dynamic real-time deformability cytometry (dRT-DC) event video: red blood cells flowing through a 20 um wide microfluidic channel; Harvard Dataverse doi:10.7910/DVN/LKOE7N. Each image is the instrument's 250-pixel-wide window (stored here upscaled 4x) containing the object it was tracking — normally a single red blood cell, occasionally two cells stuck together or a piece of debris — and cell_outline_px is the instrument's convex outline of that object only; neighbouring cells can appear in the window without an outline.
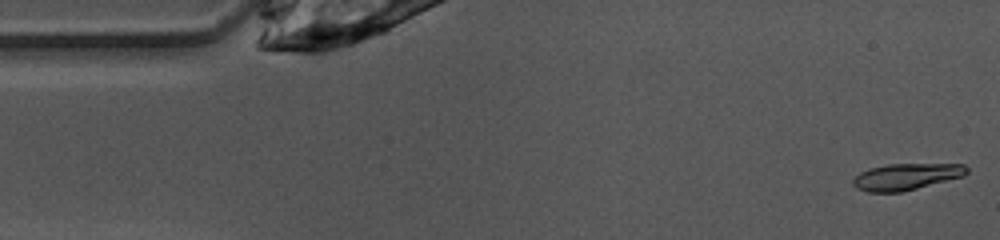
{"species": "common noctule bat (a hibernating species)", "species_latin": "Nyctalus noctula", "temperature_condition": "warm", "stored_images_in_passage": 48, "camera_frame_rate_fps": 3000, "um_per_image_px": 0.085, "animal": {"sex": "female", "body_mass_g": 10.0, "forearm_length_mm": 53.1}, "frame": {"image": 1, "passage_image": 1, "time_ms": 0.0, "image_size_px": [1000, 240], "cell_outline_px": [[968, 172], [964, 176], [900, 192], [868, 192], [856, 188], [852, 184], [852, 180], [860, 172], [868, 168], [888, 164], [964, 164], [968, 168]], "centroid_in_image_um": [77.01, 15.01], "position_along_channel_um": 8.0, "area_um2": 17.51}}
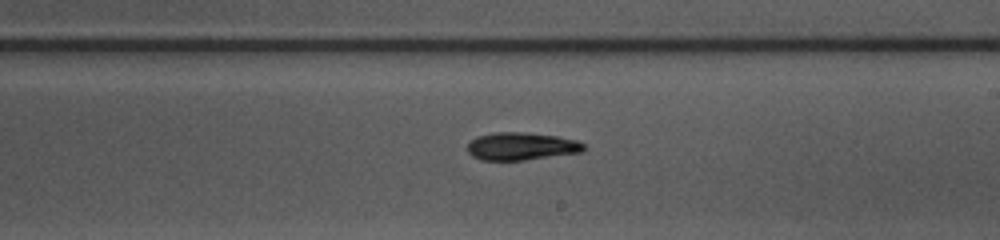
{"frame": {"image": 2, "passage_image": 26, "time_ms": 8.333, "image_size_px": [1000, 240], "cell_outline_px": [[584, 152], [524, 160], [480, 160], [472, 156], [468, 152], [468, 144], [476, 136], [492, 132], [524, 132], [556, 136], [576, 140], [584, 144]], "centroid_in_image_um": [44.3, 12.43], "position_along_channel_um": 244.7, "area_um2": 18.84}}
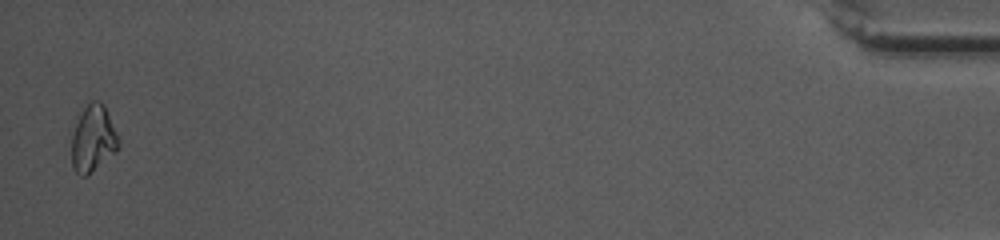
{"frame": {"image": 3, "passage_image": 47, "time_ms": 15.333, "image_size_px": [1000, 240], "cell_outline_px": [[120, 144], [116, 152], [88, 176], [80, 176], [76, 172], [72, 164], [68, 132], [84, 108], [92, 100], [100, 100], [104, 104], [120, 136]], "centroid_in_image_um": [7.88, 11.78], "position_along_channel_um": 427.3, "area_um2": 19.31}, "authors_computed_cell_mechanics": {"area_um2": 18.207, "velocity_mm_per_s": 4.0315, "shape_relaxation_time_tau1_ms": 3.1206, "shape_relaxation_time_tau2_ms": null, "deformation_change_tau1": 0.1313, "deformation_change_tau2": null}}